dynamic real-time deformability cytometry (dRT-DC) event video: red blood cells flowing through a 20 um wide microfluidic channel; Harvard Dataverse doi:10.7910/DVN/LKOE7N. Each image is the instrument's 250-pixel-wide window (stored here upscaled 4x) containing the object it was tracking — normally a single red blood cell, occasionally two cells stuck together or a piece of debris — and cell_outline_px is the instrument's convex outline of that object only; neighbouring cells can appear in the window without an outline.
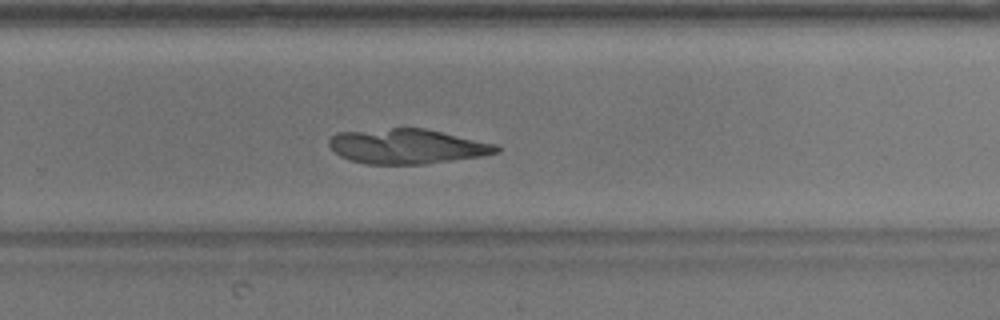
{"species": "common noctule bat (a hibernating species)", "species_latin": "Nyctalus noctula", "temperature_condition": "warm", "stored_images_in_passage": 52, "camera_frame_rate_fps": 3000, "um_per_image_px": 0.085, "animal": {"sex": "male", "body_mass_g": 17.9}, "frame": {"image": 1, "passage_image": 34, "time_ms": 11.0, "image_size_px": [1000, 320], "cell_outline_px": [[500, 152], [480, 156], [424, 164], [368, 164], [352, 160], [340, 156], [328, 144], [328, 140], [336, 132], [392, 128], [424, 128], [496, 144], [500, 148]], "centroid_in_image_um": [34.59, 12.43], "position_along_channel_um": 295.2, "area_um2": 33.76}}